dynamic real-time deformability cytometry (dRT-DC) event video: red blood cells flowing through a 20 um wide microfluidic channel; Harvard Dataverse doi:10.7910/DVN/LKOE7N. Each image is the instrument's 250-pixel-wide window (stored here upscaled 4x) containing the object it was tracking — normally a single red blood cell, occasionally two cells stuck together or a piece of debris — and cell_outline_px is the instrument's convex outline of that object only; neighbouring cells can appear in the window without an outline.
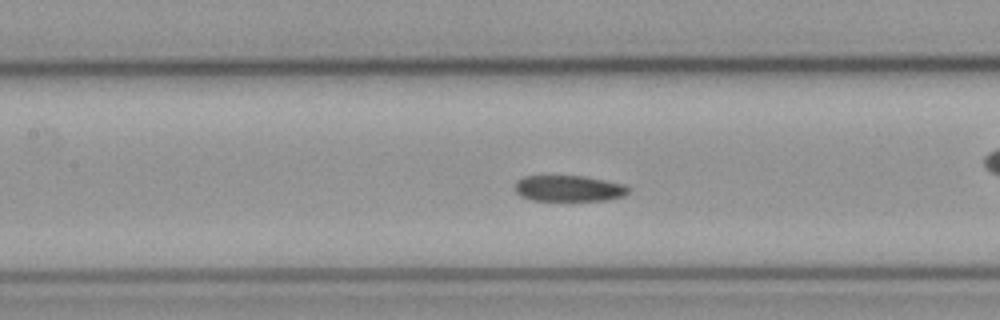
{"species": "common noctule bat (a hibernating species)", "species_latin": "Nyctalus noctula", "temperature_condition": "cold", "stored_images_in_passage": 56, "camera_frame_rate_fps": 3000, "um_per_image_px": 0.085, "animal": {"sex": "male", "body_mass_g": 23.1, "forearm_length_mm": 52.7}, "frame": {"image": 1, "passage_image": 25, "time_ms": 8.0, "image_size_px": [1000, 320], "cell_outline_px": [[632, 188], [624, 196], [608, 200], [532, 200], [520, 196], [516, 192], [516, 180], [524, 176], [584, 176], [624, 184]], "centroid_in_image_um": [48.37, 16.01], "position_along_channel_um": 159.0, "area_um2": 17.22}}
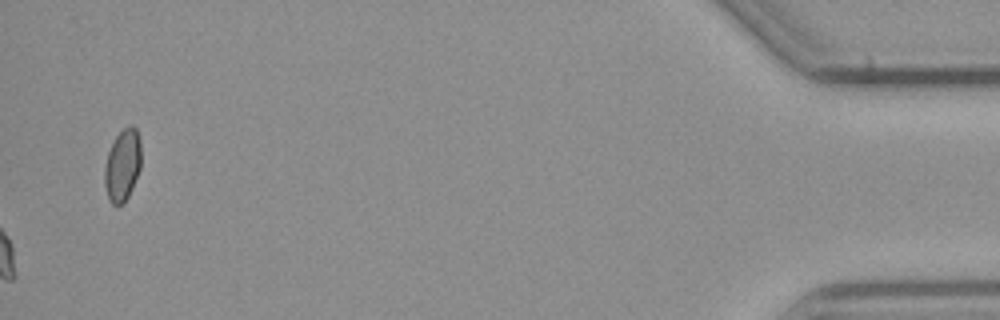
{"frame": {"image": 2, "passage_image": 56, "time_ms": 18.333, "image_size_px": [1000, 320], "cell_outline_px": [[140, 168], [132, 188], [124, 204], [112, 204], [108, 200], [104, 184], [104, 168], [108, 152], [116, 136], [128, 124], [132, 124], [136, 128], [140, 140]], "centroid_in_image_um": [10.4, 14.04], "position_along_channel_um": 424.8, "area_um2": 15.37}, "authors_computed_cell_mechanics": {"area_um2": 18.1492, "velocity_mm_per_s": 3.7706, "shape_relaxation_time_tau1_ms": null, "shape_relaxation_time_tau2_ms": 4.7588, "deformation_change_tau1": null, "deformation_change_tau2": 0.0747}}